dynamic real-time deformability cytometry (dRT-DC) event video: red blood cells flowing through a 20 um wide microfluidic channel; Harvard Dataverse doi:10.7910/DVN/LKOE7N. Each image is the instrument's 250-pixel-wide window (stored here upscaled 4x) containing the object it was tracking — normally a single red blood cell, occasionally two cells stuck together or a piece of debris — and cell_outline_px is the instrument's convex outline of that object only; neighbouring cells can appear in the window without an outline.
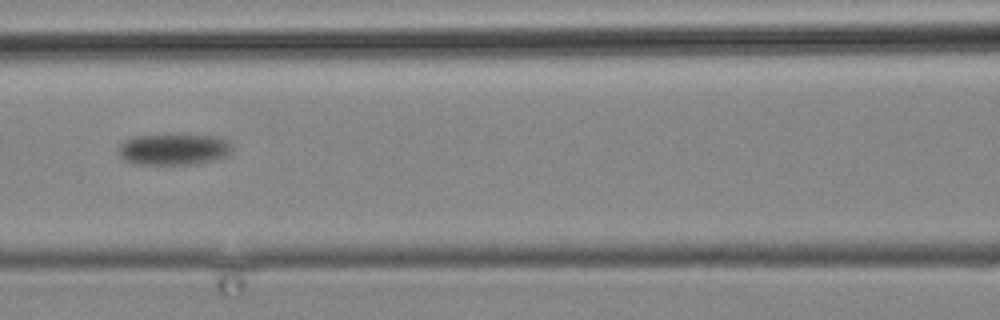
{"species": "common noctule bat (a hibernating species)", "species_latin": "Nyctalus noctula", "temperature_condition": "cold", "stored_images_in_passage": 5, "camera_frame_rate_fps": 3000, "um_per_image_px": 0.085, "animal": {"sex": "male", "body_mass_g": 19.2, "forearm_length_mm": 51.8}, "frame": {"image": 1, "passage_image": 5, "time_ms": 5.0, "image_size_px": [1000, 320], "cell_outline_px": [[232, 148], [228, 156], [212, 160], [188, 164], [136, 164], [124, 160], [116, 152], [120, 144], [124, 140], [136, 136], [220, 136], [228, 140], [232, 144]], "centroid_in_image_um": [14.76, 12.7], "position_along_channel_um": 151.8, "area_um2": 20.46}}